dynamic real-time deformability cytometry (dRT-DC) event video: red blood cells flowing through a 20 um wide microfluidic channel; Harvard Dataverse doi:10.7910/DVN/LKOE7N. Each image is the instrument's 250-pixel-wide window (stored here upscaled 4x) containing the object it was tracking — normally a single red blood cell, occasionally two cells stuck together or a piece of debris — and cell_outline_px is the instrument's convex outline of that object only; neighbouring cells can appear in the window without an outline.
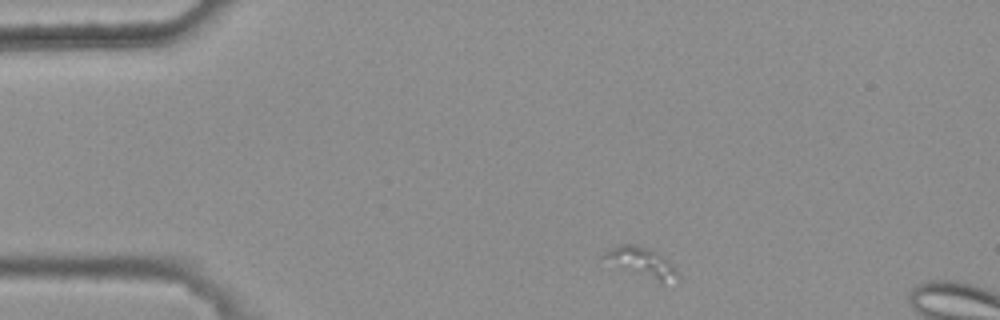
{"species": "common noctule bat (a hibernating species)", "species_latin": "Nyctalus noctula", "temperature_condition": "warm", "stored_images_in_passage": 3, "camera_frame_rate_fps": 3000, "um_per_image_px": 0.085, "animal": {"sex": "female", "body_mass_g": 25.1}, "frame": {"image": 1, "passage_image": 1, "time_ms": 0.0, "image_size_px": [1000, 320], "cell_outline_px": [[680, 280], [664, 284], [656, 284], [612, 268], [600, 256], [604, 252], [616, 244], [636, 244], [652, 248], [660, 252], [680, 272]], "centroid_in_image_um": [54.54, 22.37], "position_along_channel_um": 30.5, "area_um2": 14.62}}